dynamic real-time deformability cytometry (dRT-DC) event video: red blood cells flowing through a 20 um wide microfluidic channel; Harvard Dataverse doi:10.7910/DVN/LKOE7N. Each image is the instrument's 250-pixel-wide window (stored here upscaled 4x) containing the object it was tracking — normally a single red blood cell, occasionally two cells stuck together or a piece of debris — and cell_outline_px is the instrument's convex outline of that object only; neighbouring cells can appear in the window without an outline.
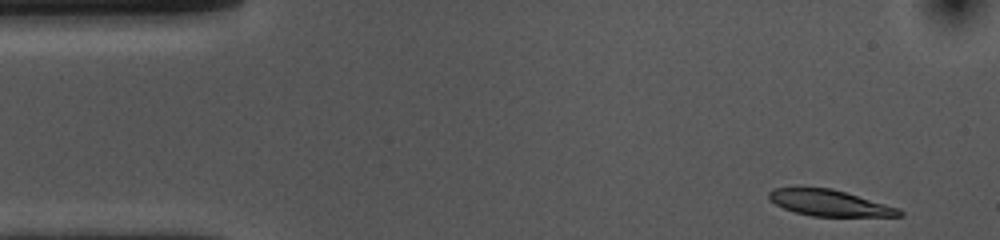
{"species": "common noctule bat (a hibernating species)", "species_latin": "Nyctalus noctula", "temperature_condition": "cold", "stored_images_in_passage": 50, "camera_frame_rate_fps": 3000, "um_per_image_px": 0.085, "animal": {"sex": "female", "body_mass_g": 10.0, "forearm_length_mm": 53.1}, "frame": {"image": 1, "passage_image": 1, "time_ms": 0.0, "image_size_px": [1000, 240], "cell_outline_px": [[904, 216], [812, 216], [796, 212], [784, 208], [776, 204], [768, 196], [768, 192], [772, 188], [832, 188], [900, 208], [904, 212]], "centroid_in_image_um": [70.55, 17.25], "position_along_channel_um": 14.4, "area_um2": 19.65}}
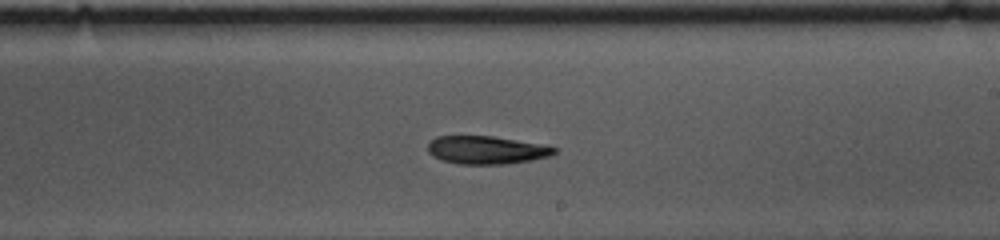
{"frame": {"image": 2, "passage_image": 27, "time_ms": 8.667, "image_size_px": [1000, 240], "cell_outline_px": [[556, 152], [552, 156], [532, 160], [504, 164], [456, 164], [440, 160], [432, 156], [428, 152], [428, 140], [436, 136], [492, 136], [516, 140], [556, 148]], "centroid_in_image_um": [41.27, 12.76], "position_along_channel_um": 247.7, "area_um2": 20.69}}
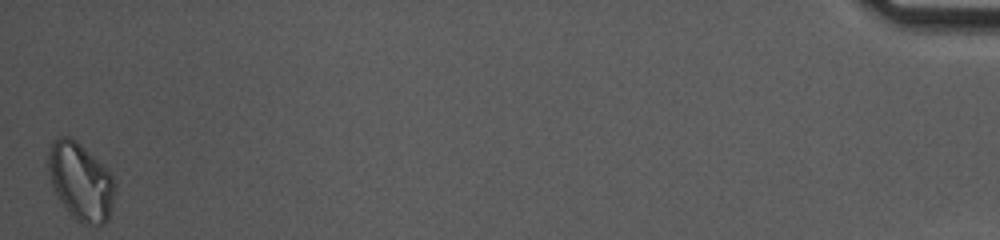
{"frame": {"image": 3, "passage_image": 50, "time_ms": 16.333, "image_size_px": [1000, 240], "cell_outline_px": [[116, 184], [108, 220], [104, 224], [84, 224], [76, 220], [68, 212], [60, 200], [52, 184], [48, 172], [48, 152], [52, 140], [60, 136], [68, 136], [76, 140], [116, 180]], "centroid_in_image_um": [6.83, 15.43], "position_along_channel_um": 428.4, "area_um2": 29.65}, "authors_computed_cell_mechanics": {"area_um2": 21.7617, "velocity_mm_per_s": 3.6586, "shape_relaxation_time_tau1_ms": 3.7433, "shape_relaxation_time_tau2_ms": null, "deformation_change_tau1": 0.1323, "deformation_change_tau2": null}}